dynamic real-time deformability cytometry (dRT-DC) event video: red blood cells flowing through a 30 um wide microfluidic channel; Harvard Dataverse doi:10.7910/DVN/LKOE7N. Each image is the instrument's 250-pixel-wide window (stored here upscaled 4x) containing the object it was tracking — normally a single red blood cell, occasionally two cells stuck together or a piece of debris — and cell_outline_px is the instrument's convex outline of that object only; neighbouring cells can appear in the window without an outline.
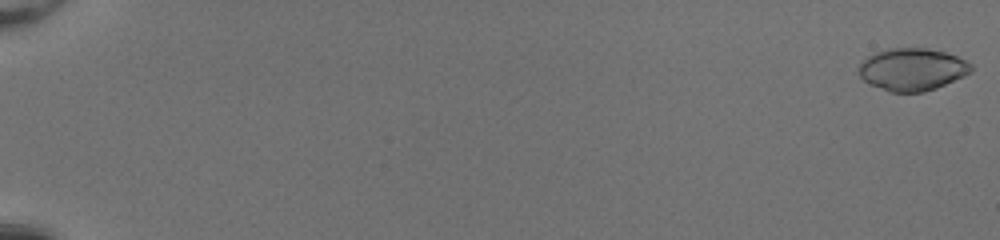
{"species": "common noctule bat (a hibernating species)", "species_latin": "Nyctalus noctula", "temperature_condition": "room temperature", "stored_images_in_passage": 53, "camera_frame_rate_fps": 3000, "um_per_image_px": 0.085, "animal": {"sex": "female", "body_mass_g": 20.0, "forearm_length_mm": 54.0}, "frame": {"image": 1, "passage_image": 1, "time_ms": 0.0, "image_size_px": [1000, 240], "cell_outline_px": [[972, 72], [964, 76], [936, 88], [924, 92], [888, 92], [868, 84], [860, 76], [856, 68], [868, 56], [876, 52], [888, 48], [928, 48], [944, 52], [956, 56], [972, 64]], "centroid_in_image_um": [77.51, 5.9], "position_along_channel_um": 7.5, "area_um2": 27.92}}
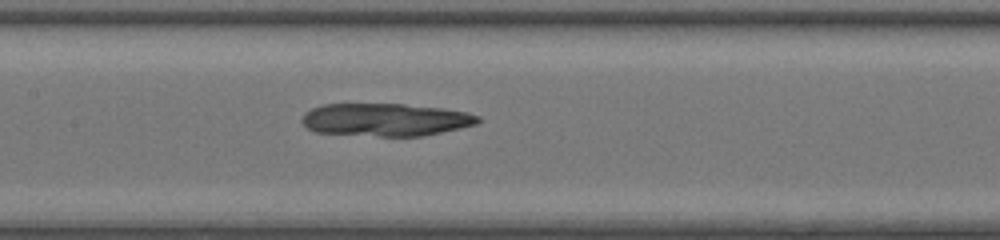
{"frame": {"image": 2, "passage_image": 29, "time_ms": 9.333, "image_size_px": [1000, 240], "cell_outline_px": [[480, 120], [476, 124], [460, 128], [420, 136], [380, 136], [316, 132], [308, 128], [300, 120], [304, 112], [312, 108], [324, 104], [404, 104], [444, 108], [468, 112], [480, 116]], "centroid_in_image_um": [32.77, 10.16], "position_along_channel_um": 174.6, "area_um2": 33.58}}
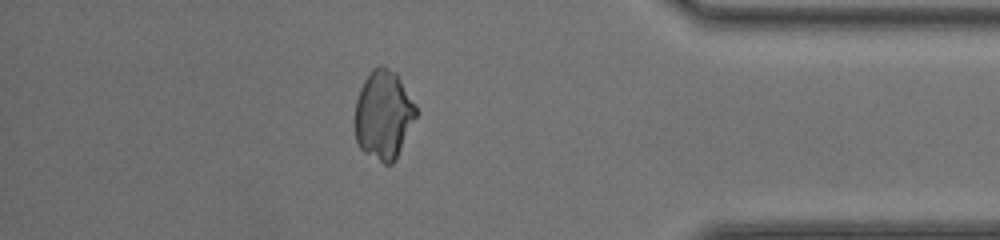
{"frame": {"image": 3, "passage_image": 47, "time_ms": 15.333, "image_size_px": [1000, 240], "cell_outline_px": [[420, 112], [396, 160], [392, 164], [384, 164], [364, 152], [360, 148], [356, 140], [352, 120], [356, 100], [360, 88], [364, 80], [372, 68], [380, 64], [384, 64], [396, 72], [416, 104]], "centroid_in_image_um": [32.6, 9.75], "position_along_channel_um": 402.6, "area_um2": 32.83}}